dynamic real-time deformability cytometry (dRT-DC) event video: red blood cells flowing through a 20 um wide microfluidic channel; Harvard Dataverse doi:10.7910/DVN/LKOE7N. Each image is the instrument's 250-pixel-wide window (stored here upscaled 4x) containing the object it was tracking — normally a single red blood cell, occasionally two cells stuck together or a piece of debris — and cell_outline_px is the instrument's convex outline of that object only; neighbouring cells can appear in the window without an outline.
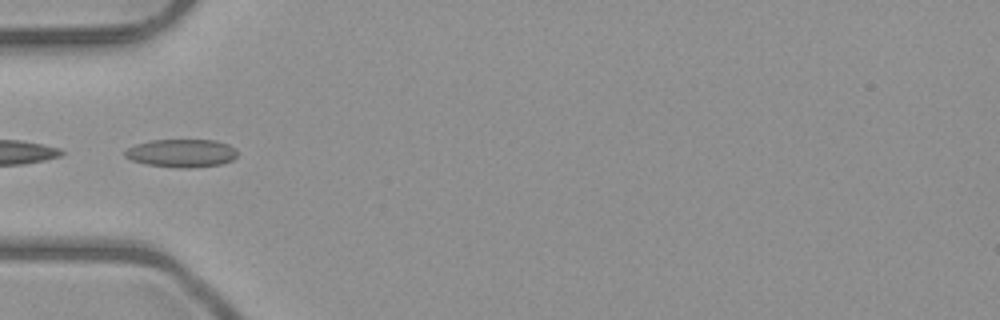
{"species": "common noctule bat (a hibernating species)", "species_latin": "Nyctalus noctula", "temperature_condition": "room temperature", "stored_images_in_passage": 2, "camera_frame_rate_fps": 3000, "um_per_image_px": 0.085, "animal": {"sex": "male", "body_mass_g": 23.1, "forearm_length_mm": 52.7}, "frame": {"image": 1, "passage_image": 2, "time_ms": 1.0, "image_size_px": [1000, 320], "cell_outline_px": [[236, 156], [232, 160], [220, 164], [192, 168], [176, 168], [144, 164], [132, 160], [124, 156], [124, 152], [128, 148], [136, 144], [152, 140], [216, 140], [228, 144], [236, 148]], "centroid_in_image_um": [15.43, 13.02], "position_along_channel_um": 69.6, "area_um2": 18.5}}